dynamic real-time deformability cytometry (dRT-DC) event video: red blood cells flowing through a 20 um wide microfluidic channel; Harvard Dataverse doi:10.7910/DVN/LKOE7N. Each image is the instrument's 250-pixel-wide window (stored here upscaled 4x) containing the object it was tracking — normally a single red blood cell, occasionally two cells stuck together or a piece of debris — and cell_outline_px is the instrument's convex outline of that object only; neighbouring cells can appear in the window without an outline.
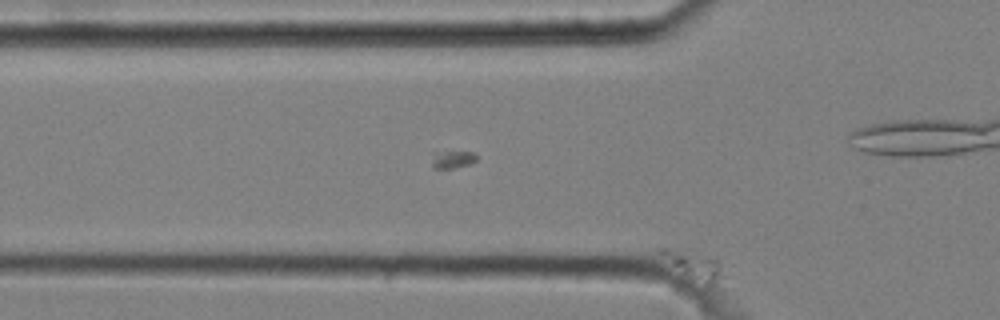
{"species": "common noctule bat (a hibernating species)", "species_latin": "Nyctalus noctula", "temperature_condition": "cold", "stored_images_in_passage": 20, "camera_frame_rate_fps": 3000, "um_per_image_px": 0.085, "animal": {"sex": "male", "body_mass_g": 20.4}, "frame": {"image": 1, "passage_image": 20, "time_ms": 6.333, "image_size_px": [1000, 320], "cell_outline_px": [[724, 276], [708, 288], [688, 284], [684, 280], [660, 252], [660, 248], [688, 248], [716, 256], [720, 260]], "centroid_in_image_um": [59.04, 22.61], "position_along_channel_um": 66.8, "area_um2": 11.85}}